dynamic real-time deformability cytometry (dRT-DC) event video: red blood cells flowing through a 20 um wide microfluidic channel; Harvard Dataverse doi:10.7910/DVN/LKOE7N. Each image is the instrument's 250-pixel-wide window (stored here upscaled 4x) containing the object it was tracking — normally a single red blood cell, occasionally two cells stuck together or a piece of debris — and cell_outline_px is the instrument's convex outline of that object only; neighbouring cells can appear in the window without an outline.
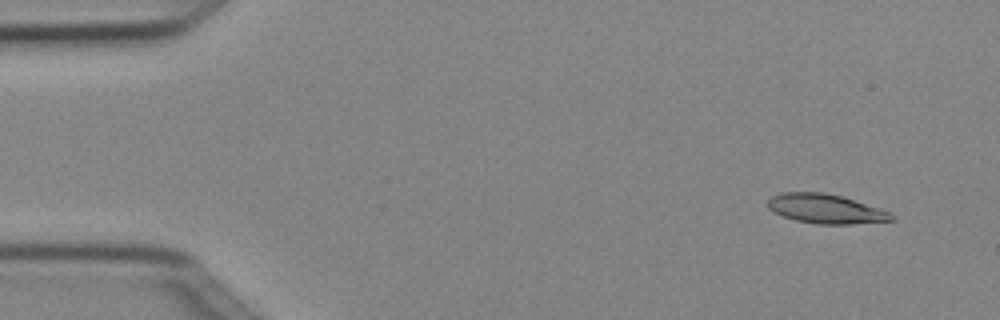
{"species": "Egyptian fruit bat (a non-hibernating species)", "species_latin": "Rousettus aegyptiacus", "temperature_condition": "cold", "stored_images_in_passage": 4, "camera_frame_rate_fps": 3000, "um_per_image_px": 0.085, "animal": {"sex": "female"}, "frame": {"image": 1, "passage_image": 1, "time_ms": 0.0, "image_size_px": [1000, 320], "cell_outline_px": [[896, 220], [852, 224], [816, 224], [796, 220], [784, 216], [768, 208], [768, 200], [772, 196], [780, 192], [824, 192], [844, 196], [892, 212], [896, 216]], "centroid_in_image_um": [70.25, 17.74], "position_along_channel_um": 14.7, "area_um2": 21.39}}
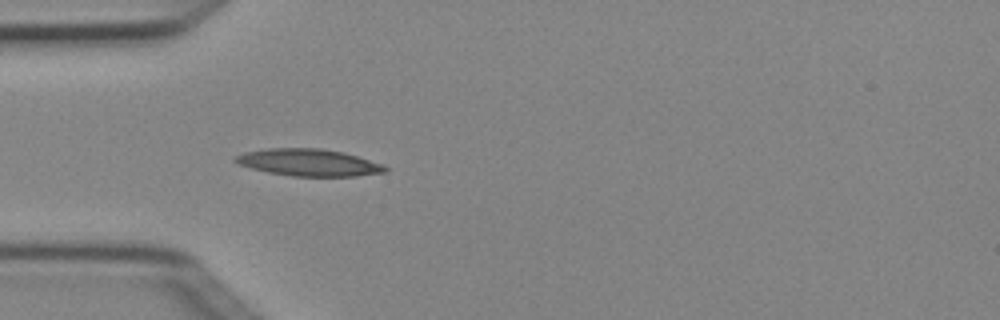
{"frame": {"image": 2, "passage_image": 4, "time_ms": 1.0, "image_size_px": [1000, 320], "cell_outline_px": [[388, 172], [356, 176], [292, 176], [268, 172], [252, 168], [240, 164], [232, 160], [232, 156], [244, 152], [268, 148], [320, 148], [344, 152], [384, 164], [388, 168]], "centroid_in_image_um": [26.26, 13.81], "position_along_channel_um": 58.7, "area_um2": 23.76}}